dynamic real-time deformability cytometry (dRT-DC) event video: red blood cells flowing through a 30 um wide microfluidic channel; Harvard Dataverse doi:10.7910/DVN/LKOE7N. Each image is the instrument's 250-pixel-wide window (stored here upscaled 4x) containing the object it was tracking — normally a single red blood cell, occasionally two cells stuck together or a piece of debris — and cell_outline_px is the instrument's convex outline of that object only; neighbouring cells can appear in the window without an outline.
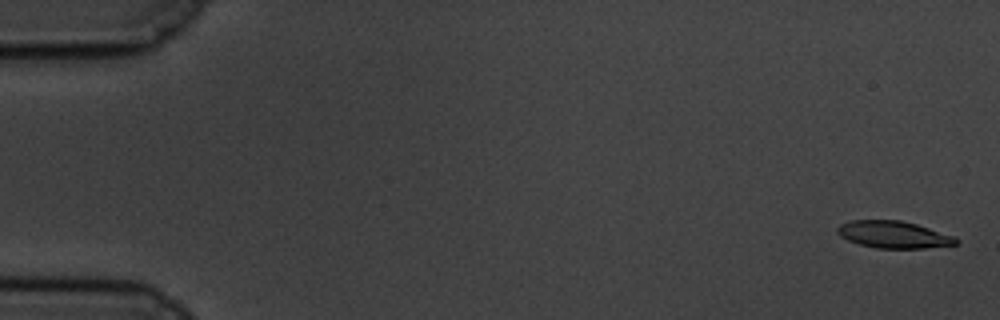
{"species": "common noctule bat (a hibernating species)", "species_latin": "Nyctalus noctula", "temperature_condition": "cold", "stored_images_in_passage": 60, "camera_frame_rate_fps": 3000, "um_per_image_px": 0.085, "animal": {"sex": "male", "body_mass_g": 19.5, "forearm_length_mm": 54.6}, "frame": {"image": 1, "passage_image": 2, "time_ms": 0.333, "image_size_px": [1000, 320], "cell_outline_px": [[960, 240], [956, 244], [924, 248], [876, 248], [860, 244], [848, 240], [840, 236], [836, 232], [836, 228], [840, 224], [852, 220], [900, 220], [916, 224], [956, 236]], "centroid_in_image_um": [75.96, 19.93], "position_along_channel_um": 9.0, "area_um2": 18.73}}
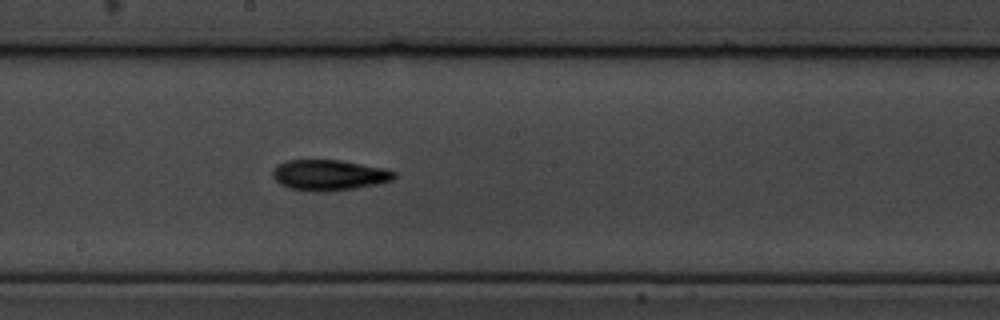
{"frame": {"image": 2, "passage_image": 33, "time_ms": 10.667, "image_size_px": [1000, 320], "cell_outline_px": [[396, 176], [392, 180], [376, 184], [352, 188], [324, 192], [316, 192], [288, 188], [280, 184], [272, 176], [272, 172], [276, 164], [288, 160], [340, 160], [384, 168], [396, 172]], "centroid_in_image_um": [27.93, 14.88], "position_along_channel_um": 220.3, "area_um2": 21.68}}
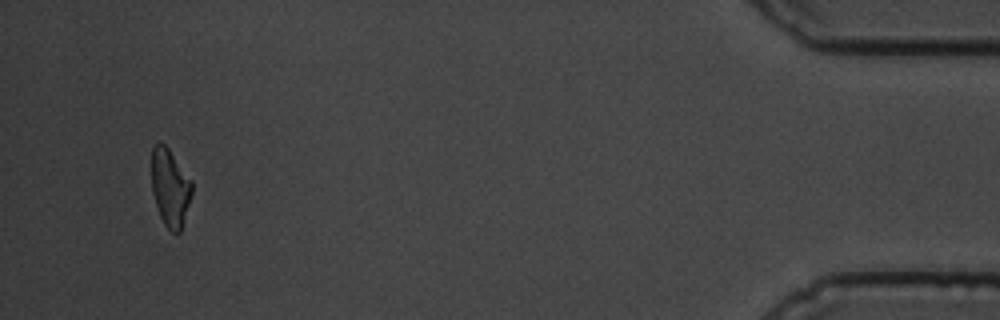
{"frame": {"image": 3, "passage_image": 57, "time_ms": 18.667, "image_size_px": [1000, 320], "cell_outline_px": [[192, 192], [180, 232], [176, 236], [164, 224], [160, 216], [152, 192], [152, 148], [156, 144], [164, 144], [168, 148], [192, 180]], "centroid_in_image_um": [14.46, 15.97], "position_along_channel_um": 420.7, "area_um2": 18.03}, "authors_computed_cell_mechanics": {"area_um2": 19.941, "velocity_mm_per_s": 3.415, "shape_relaxation_time_tau1_ms": 4.5079, "shape_relaxation_time_tau2_ms": 9.8223, "deformation_change_tau1": 0.1517, "deformation_change_tau2": 0.1954}}